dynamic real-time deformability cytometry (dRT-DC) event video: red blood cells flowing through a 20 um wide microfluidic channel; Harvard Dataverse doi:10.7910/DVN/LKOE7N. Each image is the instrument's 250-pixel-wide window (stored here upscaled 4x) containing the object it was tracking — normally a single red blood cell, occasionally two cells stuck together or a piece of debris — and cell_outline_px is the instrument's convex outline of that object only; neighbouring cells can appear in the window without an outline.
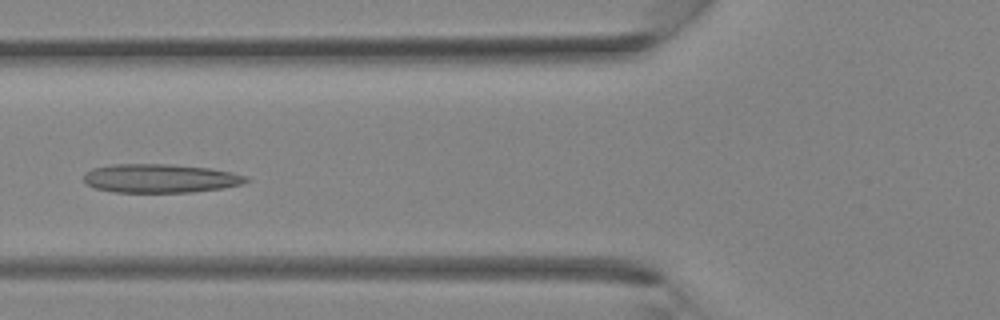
{"species": "Egyptian fruit bat (a non-hibernating species)", "species_latin": "Rousettus aegyptiacus", "temperature_condition": "room temperature", "stored_images_in_passage": 28, "camera_frame_rate_fps": 3000, "um_per_image_px": 0.085, "animal": {"sex": "female"}, "frame": {"image": 1, "passage_image": 7, "time_ms": 2.0, "image_size_px": [1000, 320], "cell_outline_px": [[252, 180], [240, 184], [220, 188], [192, 192], [116, 192], [96, 188], [88, 184], [84, 180], [84, 172], [92, 168], [112, 164], [172, 164], [212, 168], [232, 172], [248, 176]], "centroid_in_image_um": [13.64, 15.15], "position_along_channel_um": 112.2, "area_um2": 27.28}}
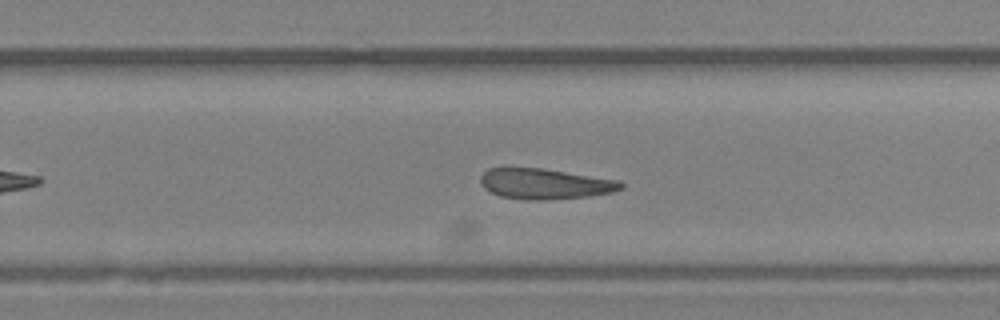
{"frame": {"image": 2, "passage_image": 16, "time_ms": 5.0, "image_size_px": [1000, 320], "cell_outline_px": [[624, 188], [612, 192], [588, 196], [544, 200], [524, 200], [500, 196], [484, 188], [480, 184], [480, 176], [488, 168], [540, 168], [620, 180], [624, 184]], "centroid_in_image_um": [46.31, 15.63], "position_along_channel_um": 283.5, "area_um2": 24.97}}
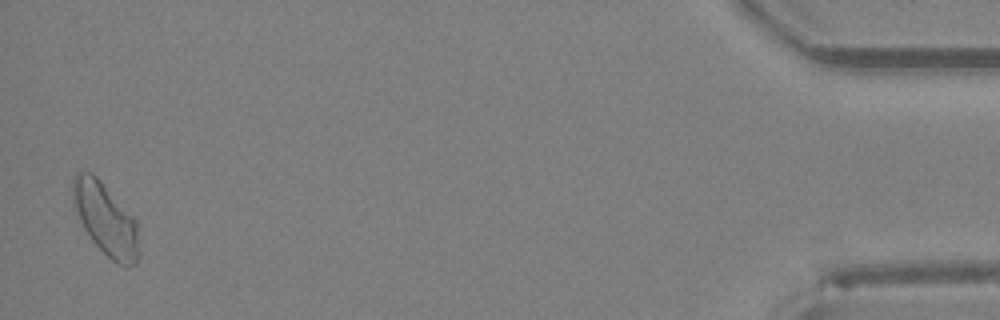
{"frame": {"image": 3, "passage_image": 28, "time_ms": 9.0, "image_size_px": [1000, 320], "cell_outline_px": [[140, 256], [136, 264], [128, 268], [124, 268], [112, 260], [92, 240], [84, 228], [80, 220], [72, 196], [72, 176], [76, 172], [92, 172], [100, 180], [136, 220], [140, 252]], "centroid_in_image_um": [9.0, 18.66], "position_along_channel_um": 426.2, "area_um2": 27.74}}